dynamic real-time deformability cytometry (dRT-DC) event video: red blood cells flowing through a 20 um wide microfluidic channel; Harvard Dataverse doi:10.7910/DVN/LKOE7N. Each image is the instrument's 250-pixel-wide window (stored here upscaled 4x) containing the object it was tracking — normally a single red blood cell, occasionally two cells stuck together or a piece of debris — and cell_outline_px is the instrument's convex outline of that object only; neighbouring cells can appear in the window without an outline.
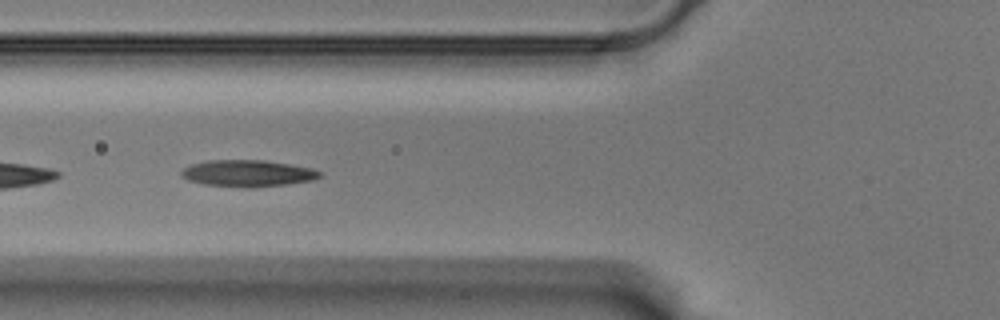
{"species": "Egyptian fruit bat (a non-hibernating species)", "species_latin": "Rousettus aegyptiacus", "temperature_condition": "warm", "stored_images_in_passage": 31, "camera_frame_rate_fps": 3000, "um_per_image_px": 0.085, "animal": {"sex": "male"}, "frame": {"image": 1, "passage_image": 4, "time_ms": 1.0, "image_size_px": [1000, 320], "cell_outline_px": [[320, 176], [316, 180], [288, 184], [252, 188], [248, 188], [204, 184], [188, 180], [180, 176], [180, 172], [188, 164], [208, 160], [264, 160], [312, 168], [320, 172]], "centroid_in_image_um": [21.03, 14.73], "position_along_channel_um": 104.8, "area_um2": 21.68}}
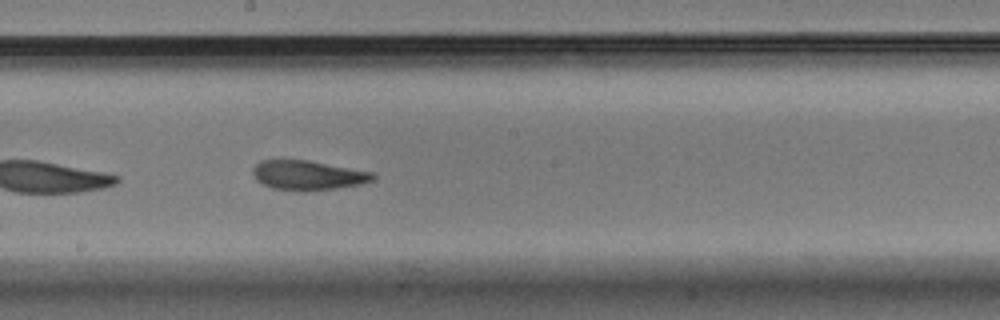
{"frame": {"image": 2, "passage_image": 14, "time_ms": 4.333, "image_size_px": [1000, 320], "cell_outline_px": [[376, 176], [372, 180], [360, 184], [336, 188], [308, 192], [300, 192], [272, 188], [256, 180], [252, 172], [252, 168], [260, 160], [308, 160], [372, 172]], "centroid_in_image_um": [26.14, 14.91], "position_along_channel_um": 222.1, "area_um2": 20.75}}
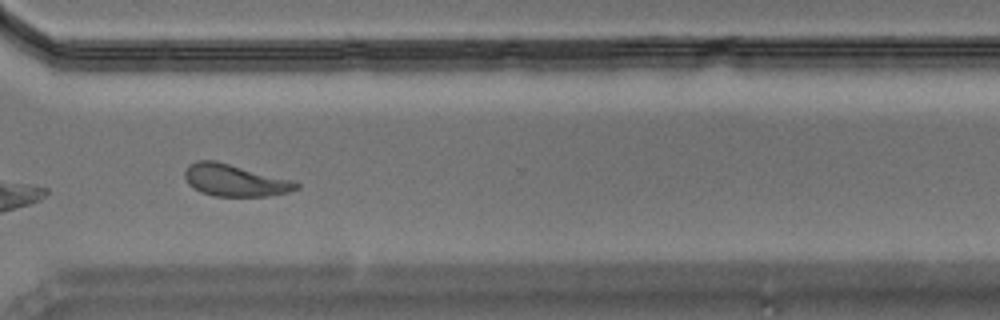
{"frame": {"image": 3, "passage_image": 25, "time_ms": 8.0, "image_size_px": [1000, 320], "cell_outline_px": [[300, 188], [288, 192], [268, 196], [212, 196], [200, 192], [188, 184], [184, 176], [184, 172], [188, 164], [196, 160], [216, 160], [292, 180], [300, 184]], "centroid_in_image_um": [19.93, 15.32], "position_along_channel_um": 350.7, "area_um2": 20.92}, "authors_computed_cell_mechanics": {"area_um2": 20.23, "velocity_mm_per_s": 3.5103, "shape_relaxation_time_tau1_ms": 10.0521, "shape_relaxation_time_tau2_ms": 4.9678, "deformation_change_tau1": 0.2473, "deformation_change_tau2": 0.124}}